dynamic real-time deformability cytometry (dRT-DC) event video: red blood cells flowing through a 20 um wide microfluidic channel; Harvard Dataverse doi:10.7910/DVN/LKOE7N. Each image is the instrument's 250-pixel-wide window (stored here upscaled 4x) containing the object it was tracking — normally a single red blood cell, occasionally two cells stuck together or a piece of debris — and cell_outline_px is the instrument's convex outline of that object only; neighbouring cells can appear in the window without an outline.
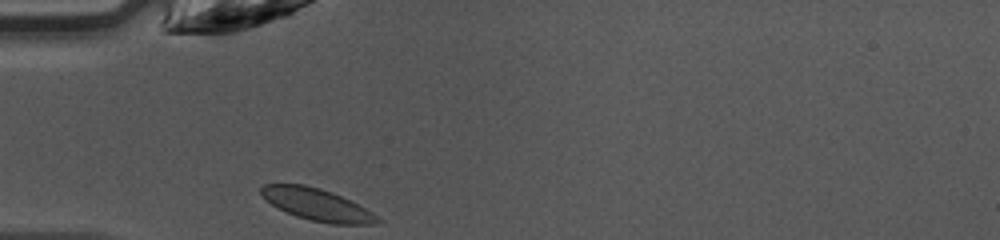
{"species": "common noctule bat (a hibernating species)", "species_latin": "Nyctalus noctula", "temperature_condition": "warm", "stored_images_in_passage": 27, "camera_frame_rate_fps": 3000, "um_per_image_px": 0.085, "animal": {"sex": "female", "body_mass_g": 10.0, "forearm_length_mm": 53.1}, "frame": {"image": 1, "passage_image": 1, "time_ms": 0.0, "image_size_px": [1000, 240], "cell_outline_px": [[384, 220], [376, 224], [332, 224], [312, 220], [296, 216], [272, 204], [260, 192], [260, 188], [264, 184], [304, 184], [320, 188], [332, 192], [372, 212]], "centroid_in_image_um": [26.98, 17.39], "position_along_channel_um": 58.0, "area_um2": 21.27}}
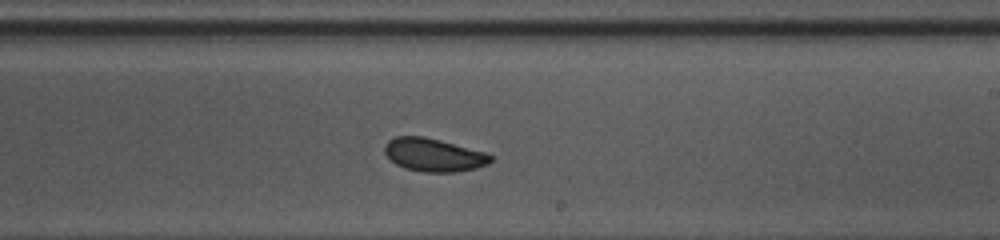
{"frame": {"image": 2, "passage_image": 15, "time_ms": 4.667, "image_size_px": [1000, 240], "cell_outline_px": [[492, 160], [488, 164], [476, 168], [456, 172], [424, 172], [404, 168], [396, 164], [384, 152], [384, 144], [388, 140], [396, 136], [424, 136], [440, 140], [484, 152], [492, 156]], "centroid_in_image_um": [36.84, 13.16], "position_along_channel_um": 252.2, "area_um2": 20.4}}
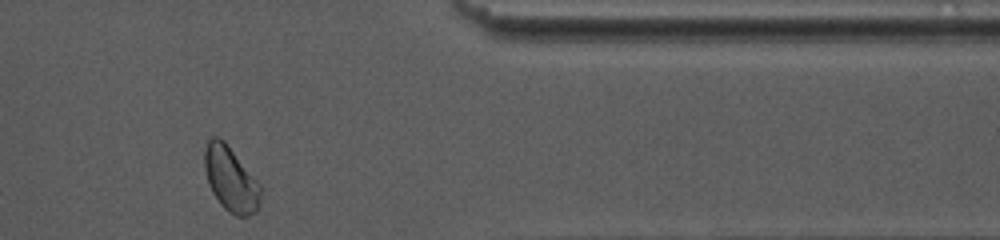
{"frame": {"image": 3, "passage_image": 26, "time_ms": 8.333, "image_size_px": [1000, 240], "cell_outline_px": [[264, 188], [256, 212], [248, 216], [236, 216], [228, 212], [220, 204], [212, 192], [208, 184], [204, 168], [204, 148], [208, 140], [212, 136], [216, 136], [224, 140]], "centroid_in_image_um": [19.62, 15.23], "position_along_channel_um": 391.8, "area_um2": 21.56}, "authors_computed_cell_mechanics": {"area_um2": 20.808, "velocity_mm_per_s": 4.2507, "shape_relaxation_time_tau1_ms": 1.8573, "shape_relaxation_time_tau2_ms": null, "deformation_change_tau1": 0.0758, "deformation_change_tau2": null}}